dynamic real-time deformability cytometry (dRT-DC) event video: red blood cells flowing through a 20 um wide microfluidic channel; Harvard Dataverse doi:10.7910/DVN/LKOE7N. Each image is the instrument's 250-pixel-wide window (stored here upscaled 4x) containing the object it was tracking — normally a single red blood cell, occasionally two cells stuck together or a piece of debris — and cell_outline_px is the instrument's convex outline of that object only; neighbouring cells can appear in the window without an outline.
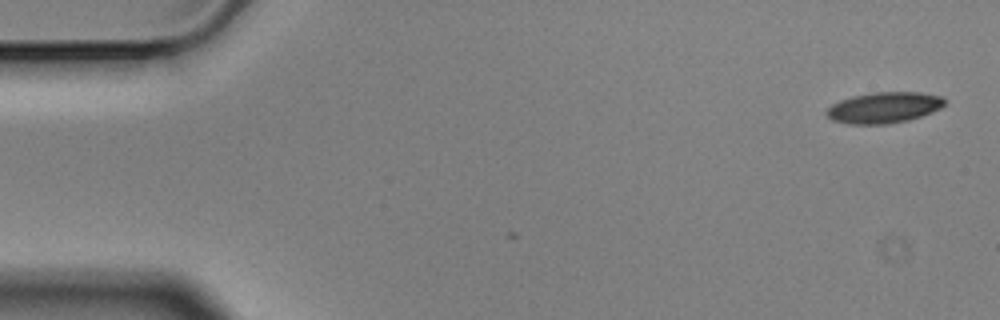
{"species": "Egyptian fruit bat (a non-hibernating species)", "species_latin": "Rousettus aegyptiacus", "temperature_condition": "cold", "stored_images_in_passage": 5, "camera_frame_rate_fps": 3000, "um_per_image_px": 0.085, "animal": {"sex": "male"}, "frame": {"image": 1, "passage_image": 1, "time_ms": 0.0, "image_size_px": [1000, 320], "cell_outline_px": [[944, 104], [940, 108], [932, 112], [908, 120], [884, 124], [848, 124], [832, 120], [824, 112], [832, 104], [840, 100], [852, 96], [872, 92], [920, 92], [944, 96]], "centroid_in_image_um": [75.12, 9.13], "position_along_channel_um": 9.9, "area_um2": 21.33}}